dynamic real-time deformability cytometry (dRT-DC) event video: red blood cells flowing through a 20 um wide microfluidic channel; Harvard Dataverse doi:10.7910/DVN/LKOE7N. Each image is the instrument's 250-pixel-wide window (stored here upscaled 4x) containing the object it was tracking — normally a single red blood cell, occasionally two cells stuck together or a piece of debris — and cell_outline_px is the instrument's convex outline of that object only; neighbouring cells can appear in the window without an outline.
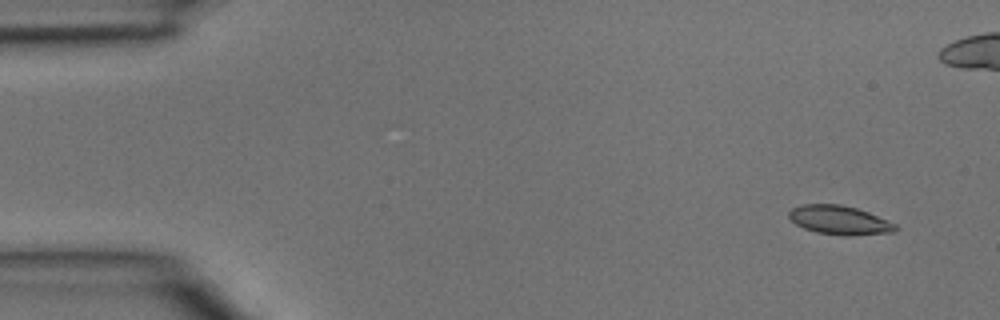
{"species": "common noctule bat (a hibernating species)", "species_latin": "Nyctalus noctula", "temperature_condition": "room temperature", "stored_images_in_passage": 6, "camera_frame_rate_fps": 3000, "um_per_image_px": 0.085, "animal": {"sex": "male", "body_mass_g": 15.6}, "frame": {"image": 1, "passage_image": 1, "time_ms": 0.0, "image_size_px": [1000, 320], "cell_outline_px": [[900, 228], [896, 232], [852, 236], [844, 236], [816, 232], [804, 228], [796, 224], [788, 216], [788, 212], [792, 208], [800, 204], [840, 204], [856, 208], [868, 212], [896, 224]], "centroid_in_image_um": [71.38, 18.72], "position_along_channel_um": 13.6, "area_um2": 18.15}}
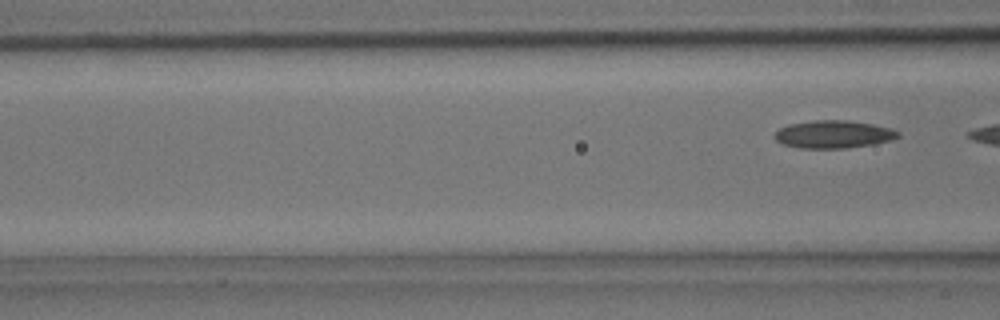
{"frame": {"image": 2, "passage_image": 6, "time_ms": 1.667, "image_size_px": [1000, 320], "cell_outline_px": [[900, 136], [892, 140], [872, 144], [848, 148], [800, 148], [784, 144], [776, 140], [772, 136], [780, 128], [788, 124], [812, 120], [848, 120], [872, 124], [892, 128], [900, 132]], "centroid_in_image_um": [70.85, 11.41], "position_along_channel_um": 95.7, "area_um2": 20.06}}